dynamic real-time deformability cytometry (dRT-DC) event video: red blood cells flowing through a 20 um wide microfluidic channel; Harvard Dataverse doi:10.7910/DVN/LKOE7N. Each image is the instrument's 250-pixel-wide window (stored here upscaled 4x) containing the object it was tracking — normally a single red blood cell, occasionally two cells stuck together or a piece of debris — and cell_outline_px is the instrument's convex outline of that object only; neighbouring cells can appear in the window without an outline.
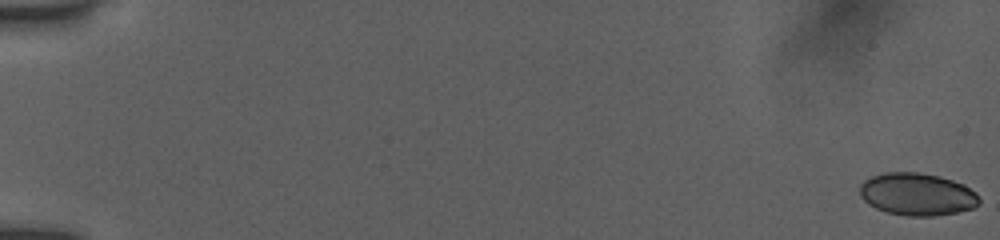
{"species": "human", "species_latin": "Homo sapiens", "temperature_condition": "room temperature", "stored_images_in_passage": 55, "camera_frame_rate_fps": 3000, "um_per_image_px": 0.085, "donor": {"sex": "female"}, "frame": {"image": 1, "passage_image": 1, "time_ms": 0.0, "image_size_px": [1000, 240], "cell_outline_px": [[980, 204], [972, 208], [956, 212], [932, 216], [904, 216], [888, 212], [876, 208], [868, 204], [860, 196], [860, 184], [864, 180], [872, 176], [884, 172], [916, 172], [940, 176], [964, 184], [976, 192], [980, 200]], "centroid_in_image_um": [77.95, 16.51], "position_along_channel_um": 7.0, "area_um2": 29.65}}
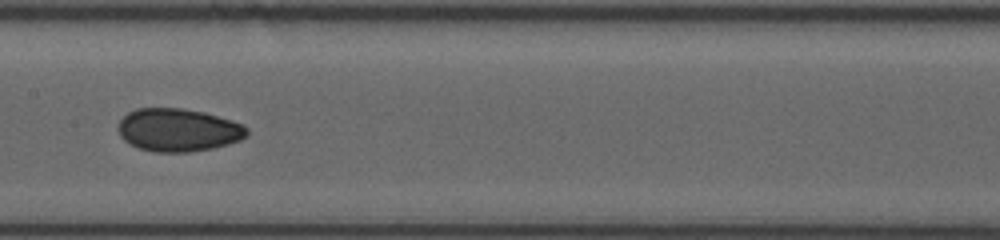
{"frame": {"image": 2, "passage_image": 30, "time_ms": 9.667, "image_size_px": [1000, 240], "cell_outline_px": [[248, 136], [240, 140], [228, 144], [212, 148], [188, 152], [156, 152], [140, 148], [124, 140], [120, 136], [116, 128], [120, 120], [128, 112], [136, 108], [180, 108], [204, 112], [232, 120], [244, 124], [248, 128]], "centroid_in_image_um": [15.16, 11.04], "position_along_channel_um": 192.2, "area_um2": 32.37}}
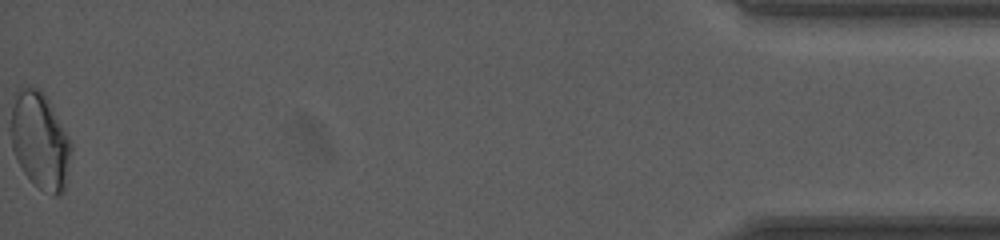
{"frame": {"image": 3, "passage_image": 55, "time_ms": 18.0, "image_size_px": [1000, 240], "cell_outline_px": [[72, 148], [64, 192], [60, 196], [52, 196], [40, 188], [24, 172], [16, 160], [12, 148], [12, 108], [16, 92], [20, 84], [40, 88], [44, 92], [68, 136], [72, 144]], "centroid_in_image_um": [3.41, 11.94], "position_along_channel_um": 431.8, "area_um2": 33.99}, "authors_computed_cell_mechanics": {"area_um2": 31.0964, "velocity_mm_per_s": 3.9174, "shape_relaxation_time_tau1_ms": null, "shape_relaxation_time_tau2_ms": 1.8269, "deformation_change_tau1": null, "deformation_change_tau2": 0.0477}}